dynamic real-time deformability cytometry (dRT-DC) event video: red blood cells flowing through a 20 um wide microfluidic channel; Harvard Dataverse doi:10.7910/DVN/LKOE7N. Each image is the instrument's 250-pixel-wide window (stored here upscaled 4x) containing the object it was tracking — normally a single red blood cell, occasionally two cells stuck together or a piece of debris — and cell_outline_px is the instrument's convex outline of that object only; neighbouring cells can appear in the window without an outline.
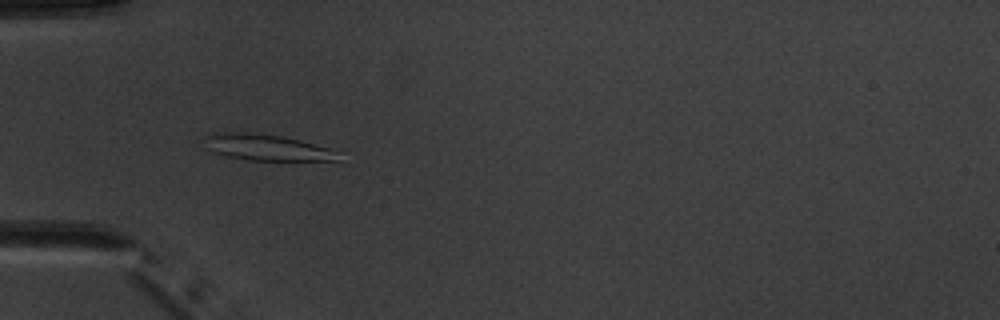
{"species": "common noctule bat (a hibernating species)", "species_latin": "Nyctalus noctula", "temperature_condition": "warm", "stored_images_in_passage": 8, "camera_frame_rate_fps": 3000, "um_per_image_px": 0.085, "animal": {"sex": "male", "body_mass_g": 20.1, "forearm_length_mm": 53.5}, "frame": {"image": 1, "passage_image": 4, "time_ms": 4.667, "image_size_px": [1000, 320], "cell_outline_px": [[344, 152], [340, 160], [248, 160], [224, 156], [208, 148], [204, 136], [216, 132], [248, 132], [280, 136], [300, 140]], "centroid_in_image_um": [22.74, 12.53], "position_along_channel_um": 62.3, "area_um2": 20.46}}
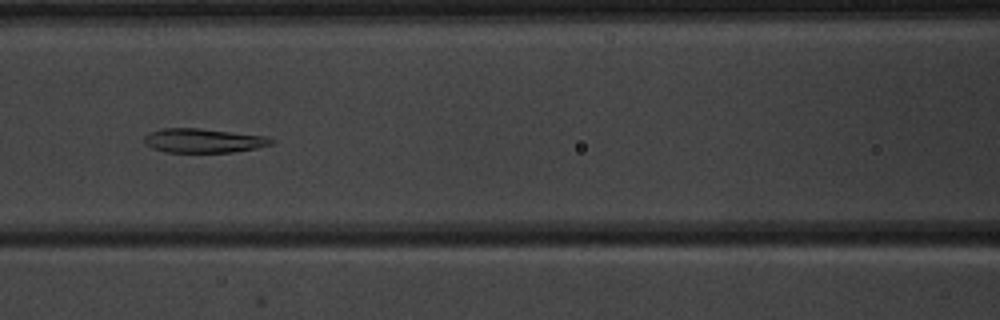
{"frame": {"image": 2, "passage_image": 6, "time_ms": 7.0, "image_size_px": [1000, 320], "cell_outline_px": [[276, 140], [272, 144], [256, 148], [232, 152], [168, 152], [152, 148], [144, 144], [144, 136], [160, 128], [200, 128], [268, 136]], "centroid_in_image_um": [17.31, 11.94], "position_along_channel_um": 149.3, "area_um2": 17.98}}
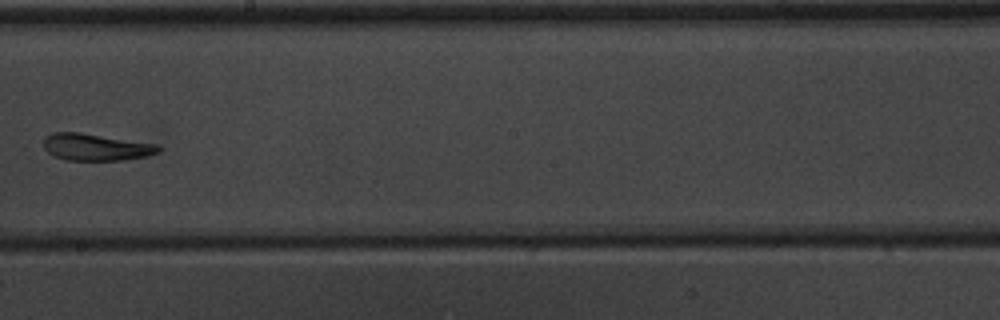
{"frame": {"image": 3, "passage_image": 8, "time_ms": 9.333, "image_size_px": [1000, 320], "cell_outline_px": [[160, 152], [148, 156], [120, 160], [64, 160], [52, 156], [44, 148], [44, 136], [52, 132], [80, 132], [160, 144]], "centroid_in_image_um": [8.15, 12.5], "position_along_channel_um": 240.0, "area_um2": 18.32}}